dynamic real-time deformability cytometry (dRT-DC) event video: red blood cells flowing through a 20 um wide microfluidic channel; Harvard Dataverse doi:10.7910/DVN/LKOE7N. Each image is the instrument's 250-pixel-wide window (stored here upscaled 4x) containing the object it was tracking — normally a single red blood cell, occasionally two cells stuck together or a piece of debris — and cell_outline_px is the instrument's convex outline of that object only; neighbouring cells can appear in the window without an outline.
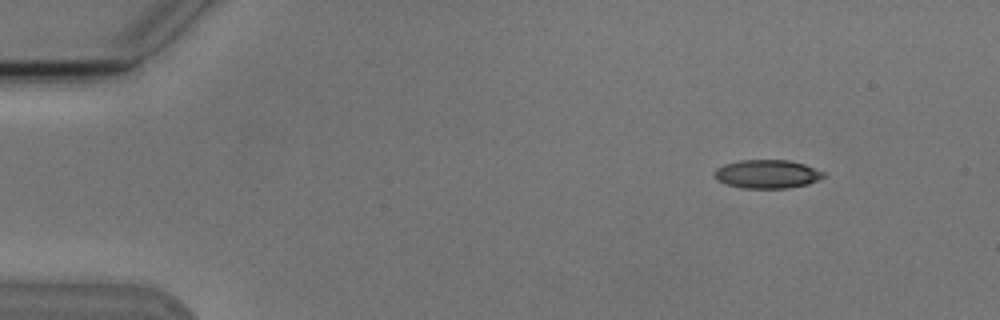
{"species": "Egyptian fruit bat (a non-hibernating species)", "species_latin": "Rousettus aegyptiacus", "temperature_condition": "cold", "stored_images_in_passage": 6, "camera_frame_rate_fps": 3000, "um_per_image_px": 0.085, "animal": {"sex": "male"}, "frame": {"image": 1, "passage_image": 2, "time_ms": 1.333, "image_size_px": [1000, 320], "cell_outline_px": [[824, 176], [820, 180], [808, 184], [788, 188], [740, 188], [724, 184], [716, 180], [712, 176], [712, 172], [716, 168], [724, 164], [740, 160], [788, 160], [804, 164], [824, 172]], "centroid_in_image_um": [65.15, 14.8], "position_along_channel_um": 19.9, "area_um2": 18.44}}